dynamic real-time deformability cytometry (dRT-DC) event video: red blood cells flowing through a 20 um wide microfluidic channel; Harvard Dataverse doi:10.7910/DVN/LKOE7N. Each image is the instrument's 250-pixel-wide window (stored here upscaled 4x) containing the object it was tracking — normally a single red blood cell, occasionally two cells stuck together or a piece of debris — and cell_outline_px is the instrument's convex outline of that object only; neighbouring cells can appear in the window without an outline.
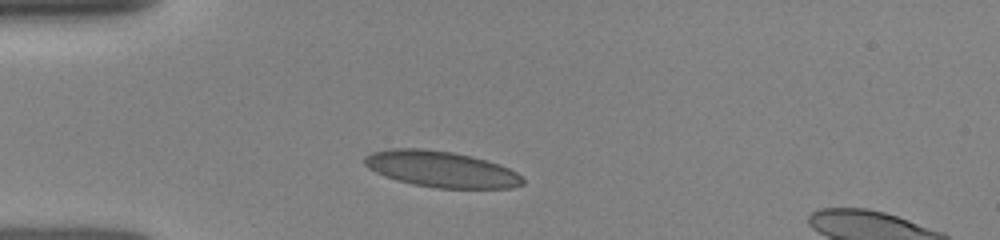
{"species": "human", "species_latin": "Homo sapiens", "temperature_condition": "room temperature", "stored_images_in_passage": 4, "camera_frame_rate_fps": 3000, "um_per_image_px": 0.085, "donor": {"sex": "female"}, "frame": {"image": 1, "passage_image": 2, "time_ms": 0.667, "image_size_px": [1000, 240], "cell_outline_px": [[524, 184], [512, 188], [436, 188], [412, 184], [396, 180], [384, 176], [368, 168], [364, 164], [364, 156], [372, 152], [396, 148], [424, 148], [452, 152], [472, 156], [500, 164], [516, 172], [524, 180]], "centroid_in_image_um": [37.49, 14.38], "position_along_channel_um": 47.5, "area_um2": 33.35}}
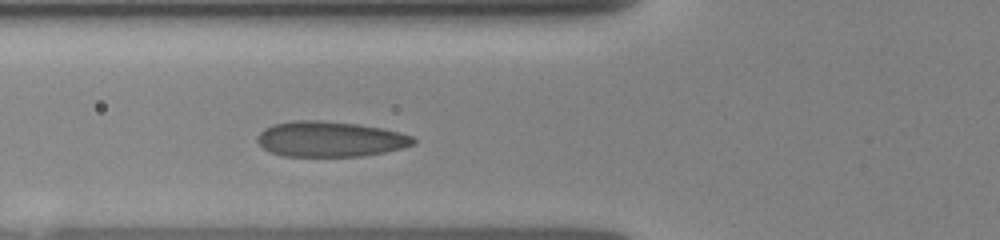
{"frame": {"image": 2, "passage_image": 4, "time_ms": 2.333, "image_size_px": [1000, 240], "cell_outline_px": [[416, 144], [384, 152], [364, 156], [284, 156], [272, 152], [264, 148], [256, 140], [256, 136], [264, 128], [272, 124], [292, 120], [320, 120], [356, 124], [380, 128], [400, 132], [412, 136], [416, 140]], "centroid_in_image_um": [28.04, 11.82], "position_along_channel_um": 97.8, "area_um2": 32.19}}